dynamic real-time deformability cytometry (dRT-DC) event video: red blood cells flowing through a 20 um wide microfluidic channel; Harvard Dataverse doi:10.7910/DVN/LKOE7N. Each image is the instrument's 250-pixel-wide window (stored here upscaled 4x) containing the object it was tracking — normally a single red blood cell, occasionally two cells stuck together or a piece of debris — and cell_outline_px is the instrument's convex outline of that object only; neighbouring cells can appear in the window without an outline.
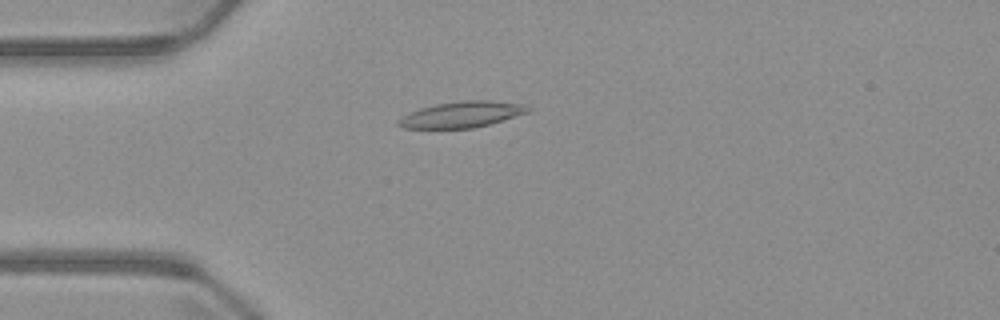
{"species": "common noctule bat (a hibernating species)", "species_latin": "Nyctalus noctula", "temperature_condition": "warm", "stored_images_in_passage": 3, "camera_frame_rate_fps": 3000, "um_per_image_px": 0.085, "animal": {"sex": "male", "body_mass_g": 23.1, "forearm_length_mm": 52.7}, "frame": {"image": 1, "passage_image": 2, "time_ms": 1.333, "image_size_px": [1000, 320], "cell_outline_px": [[532, 108], [528, 112], [488, 124], [472, 128], [404, 128], [396, 124], [396, 120], [408, 112], [420, 108], [436, 104], [464, 100], [492, 100], [520, 104]], "centroid_in_image_um": [39.19, 9.73], "position_along_channel_um": 45.8, "area_um2": 19.48}}